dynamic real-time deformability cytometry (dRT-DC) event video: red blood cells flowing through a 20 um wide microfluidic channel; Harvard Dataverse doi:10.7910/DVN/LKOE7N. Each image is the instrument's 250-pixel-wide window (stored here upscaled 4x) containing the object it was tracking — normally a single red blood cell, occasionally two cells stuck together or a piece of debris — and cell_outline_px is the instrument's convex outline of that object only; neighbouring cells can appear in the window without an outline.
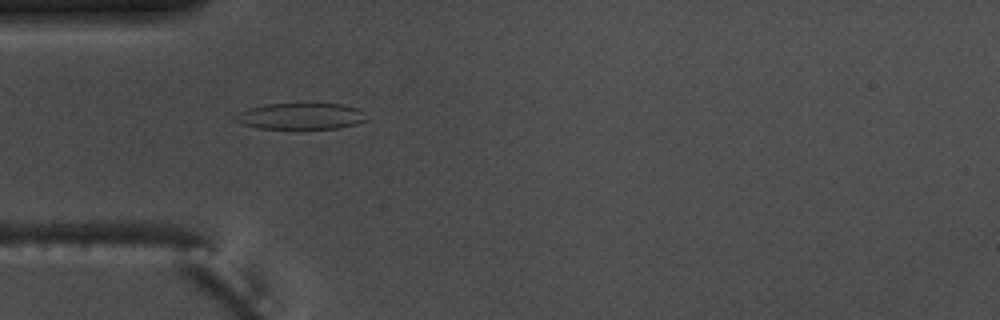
{"species": "common noctule bat (a hibernating species)", "species_latin": "Nyctalus noctula", "temperature_condition": "warm", "stored_images_in_passage": 1, "camera_frame_rate_fps": 3000, "um_per_image_px": 0.085, "animal": {"sex": "male", "body_mass_g": 17.5, "forearm_length_mm": 52.3}, "frame": {"image": 1, "passage_image": 1, "time_ms": 0.0, "image_size_px": [1000, 320], "cell_outline_px": [[364, 120], [356, 124], [340, 128], [256, 128], [244, 124], [236, 120], [232, 116], [248, 108], [268, 104], [344, 104], [356, 108], [364, 112]], "centroid_in_image_um": [25.55, 9.87], "position_along_channel_um": 59.5, "area_um2": 19.77}}